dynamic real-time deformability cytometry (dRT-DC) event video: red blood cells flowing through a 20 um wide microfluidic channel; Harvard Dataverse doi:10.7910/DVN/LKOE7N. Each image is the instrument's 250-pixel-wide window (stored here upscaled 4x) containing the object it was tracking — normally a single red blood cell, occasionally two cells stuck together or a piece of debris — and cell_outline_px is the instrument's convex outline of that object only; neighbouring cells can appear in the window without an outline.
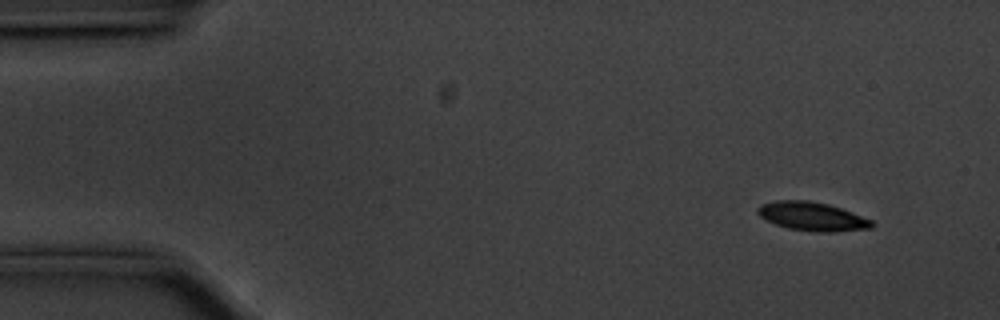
{"species": "common noctule bat (a hibernating species)", "species_latin": "Nyctalus noctula", "temperature_condition": "cold", "stored_images_in_passage": 12, "camera_frame_rate_fps": 3000, "um_per_image_px": 0.085, "animal": {"sex": "male", "body_mass_g": 20.1, "forearm_length_mm": 53.5}, "frame": {"image": 1, "passage_image": 4, "time_ms": 1.0, "image_size_px": [1000, 320], "cell_outline_px": [[876, 224], [872, 228], [832, 232], [820, 232], [788, 228], [776, 224], [760, 216], [756, 212], [756, 208], [760, 204], [776, 200], [808, 200], [828, 204], [852, 212], [872, 220]], "centroid_in_image_um": [69.04, 18.39], "position_along_channel_um": 16.0, "area_um2": 19.07}}